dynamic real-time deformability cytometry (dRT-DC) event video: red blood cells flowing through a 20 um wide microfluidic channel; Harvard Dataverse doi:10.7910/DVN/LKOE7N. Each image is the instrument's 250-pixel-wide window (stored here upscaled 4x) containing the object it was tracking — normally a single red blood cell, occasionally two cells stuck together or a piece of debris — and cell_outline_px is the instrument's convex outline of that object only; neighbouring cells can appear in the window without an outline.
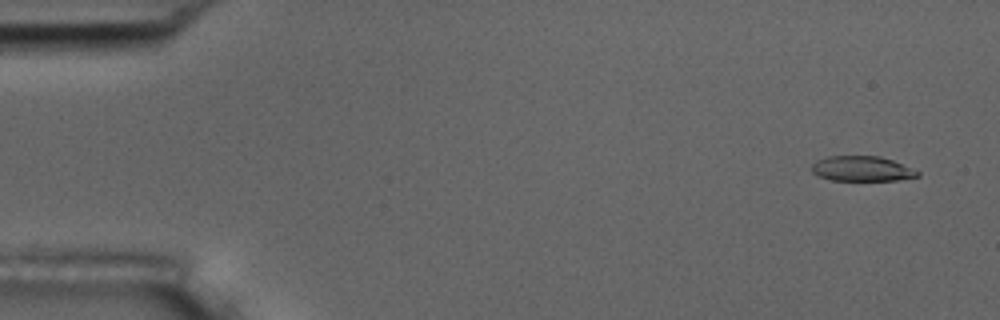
{"species": "common noctule bat (a hibernating species)", "species_latin": "Nyctalus noctula", "temperature_condition": "room temperature", "stored_images_in_passage": 54, "camera_frame_rate_fps": 3000, "um_per_image_px": 0.085, "animal": {"sex": "male", "body_mass_g": 17.5, "forearm_length_mm": 52.3}, "frame": {"image": 1, "passage_image": 3, "time_ms": 0.667, "image_size_px": [1000, 320], "cell_outline_px": [[920, 176], [896, 180], [832, 180], [820, 176], [812, 172], [812, 164], [816, 160], [828, 156], [880, 156], [892, 160], [920, 172]], "centroid_in_image_um": [73.25, 14.33], "position_along_channel_um": 11.7, "area_um2": 15.32}}
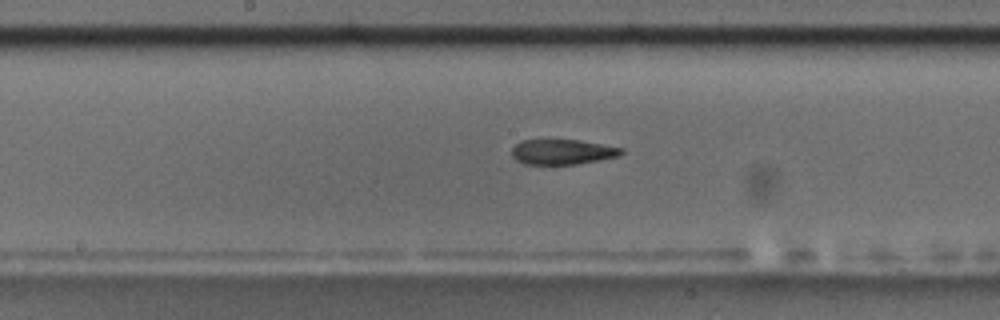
{"frame": {"image": 2, "passage_image": 28, "time_ms": 9.0, "image_size_px": [1000, 320], "cell_outline_px": [[624, 152], [620, 156], [600, 160], [576, 164], [524, 164], [516, 160], [512, 156], [512, 148], [520, 140], [576, 140], [624, 148]], "centroid_in_image_um": [47.81, 12.91], "position_along_channel_um": 200.4, "area_um2": 16.01}}
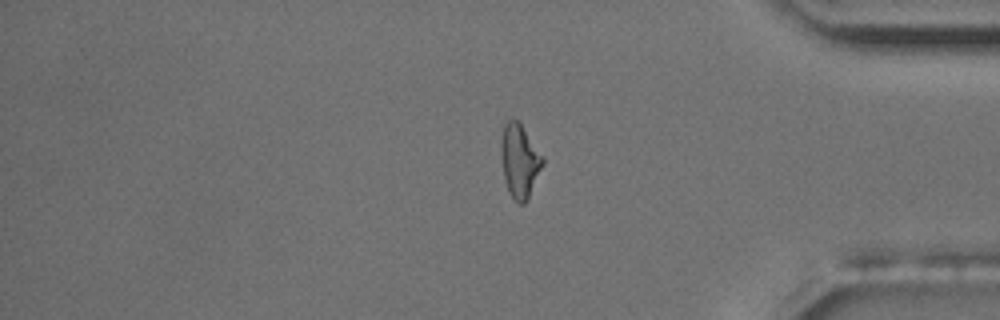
{"frame": {"image": 3, "passage_image": 45, "time_ms": 14.667, "image_size_px": [1000, 320], "cell_outline_px": [[544, 164], [528, 200], [524, 204], [520, 204], [508, 192], [504, 176], [500, 152], [500, 144], [504, 124], [508, 120], [516, 120], [520, 124], [544, 156]], "centroid_in_image_um": [44.18, 13.7], "position_along_channel_um": 391.0, "area_um2": 17.86}, "authors_computed_cell_mechanics": {"area_um2": 17.3111, "velocity_mm_per_s": 3.7445, "shape_relaxation_time_tau1_ms": null, "shape_relaxation_time_tau2_ms": 5.3573, "deformation_change_tau1": null, "deformation_change_tau2": 0.151}}